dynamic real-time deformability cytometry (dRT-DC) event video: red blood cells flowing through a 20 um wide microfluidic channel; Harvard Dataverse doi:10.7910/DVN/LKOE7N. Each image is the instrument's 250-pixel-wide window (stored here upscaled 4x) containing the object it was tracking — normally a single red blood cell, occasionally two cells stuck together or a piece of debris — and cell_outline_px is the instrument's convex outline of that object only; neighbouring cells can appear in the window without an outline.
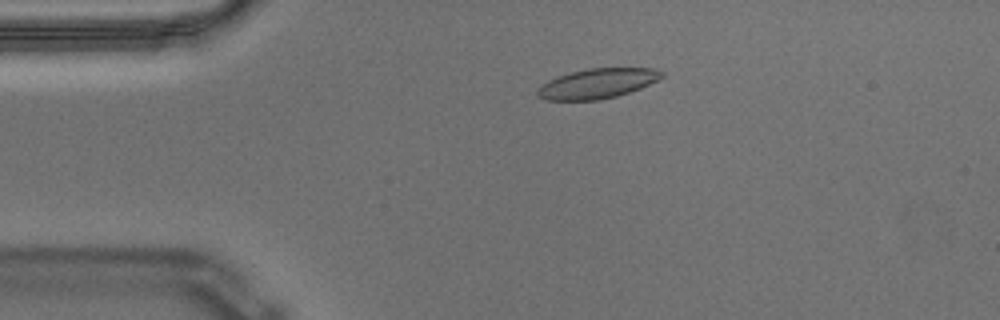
{"species": "Egyptian fruit bat (a non-hibernating species)", "species_latin": "Rousettus aegyptiacus", "temperature_condition": "warm", "stored_images_in_passage": 57, "camera_frame_rate_fps": 3000, "um_per_image_px": 0.085, "animal": {"sex": "male"}, "frame": {"image": 1, "passage_image": 12, "time_ms": 3.667, "image_size_px": [1000, 320], "cell_outline_px": [[664, 76], [640, 88], [616, 96], [600, 100], [548, 100], [536, 96], [536, 88], [548, 80], [572, 72], [588, 68], [656, 68], [664, 72]], "centroid_in_image_um": [50.75, 7.1], "position_along_channel_um": 34.2, "area_um2": 21.56}}
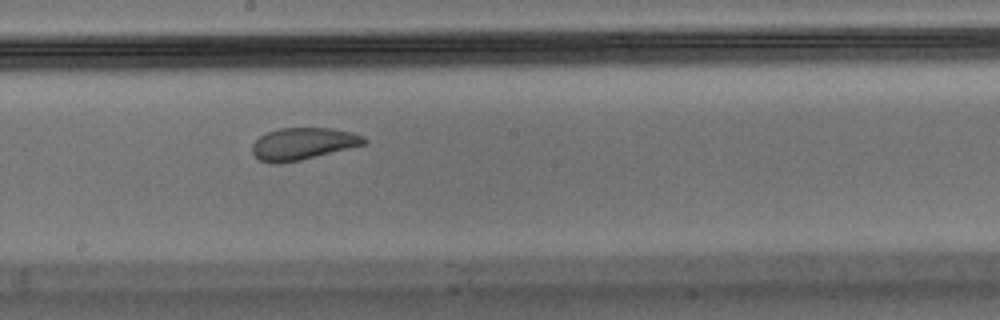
{"frame": {"image": 2, "passage_image": 31, "time_ms": 10.0, "image_size_px": [1000, 320], "cell_outline_px": [[368, 140], [364, 144], [300, 160], [276, 164], [260, 160], [252, 152], [252, 144], [260, 136], [268, 132], [280, 128], [332, 128], [352, 132], [364, 136]], "centroid_in_image_um": [25.75, 12.21], "position_along_channel_um": 222.5, "area_um2": 20.63}}
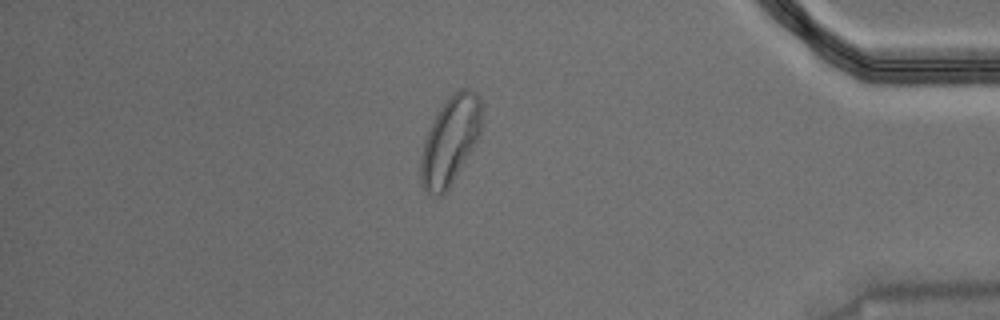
{"frame": {"image": 3, "passage_image": 49, "time_ms": 16.0, "image_size_px": [1000, 320], "cell_outline_px": [[484, 108], [480, 132], [472, 148], [452, 184], [440, 196], [424, 192], [420, 184], [420, 160], [424, 140], [440, 108], [460, 88], [468, 88], [476, 92]], "centroid_in_image_um": [38.27, 11.97], "position_along_channel_um": 396.9, "area_um2": 30.98}, "authors_computed_cell_mechanics": {"area_um2": 22.1374, "velocity_mm_per_s": 3.5089, "shape_relaxation_time_tau1_ms": null, "shape_relaxation_time_tau2_ms": 1.9184, "deformation_change_tau1": null, "deformation_change_tau2": 0.059}}